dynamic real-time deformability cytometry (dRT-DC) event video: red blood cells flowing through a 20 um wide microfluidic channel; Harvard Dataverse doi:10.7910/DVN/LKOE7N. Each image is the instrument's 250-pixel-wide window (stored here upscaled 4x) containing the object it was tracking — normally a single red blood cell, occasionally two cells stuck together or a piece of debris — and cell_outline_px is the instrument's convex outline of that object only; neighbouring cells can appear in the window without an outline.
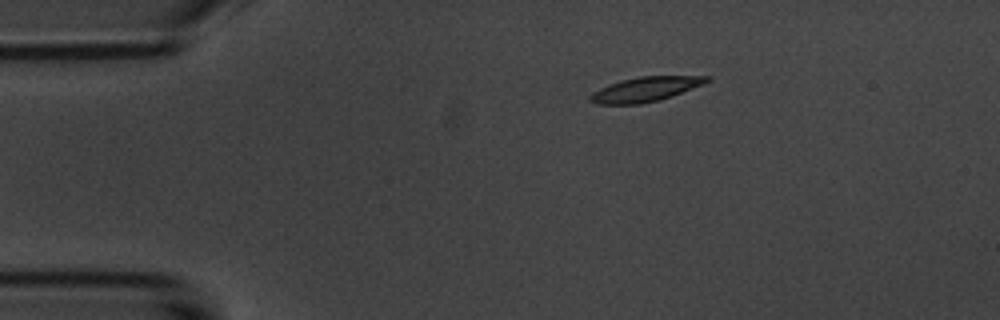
{"species": "common noctule bat (a hibernating species)", "species_latin": "Nyctalus noctula", "temperature_condition": "room temperature", "stored_images_in_passage": 4, "camera_frame_rate_fps": 3000, "um_per_image_px": 0.085, "animal": {"sex": "male", "body_mass_g": 20.1, "forearm_length_mm": 53.5}, "frame": {"image": 1, "passage_image": 1, "time_ms": 0.0, "image_size_px": [1000, 320], "cell_outline_px": [[712, 80], [704, 84], [672, 96], [660, 100], [640, 104], [596, 104], [588, 100], [588, 96], [592, 92], [608, 84], [620, 80], [640, 76], [712, 76]], "centroid_in_image_um": [54.85, 7.58], "position_along_channel_um": 30.1, "area_um2": 16.94}}
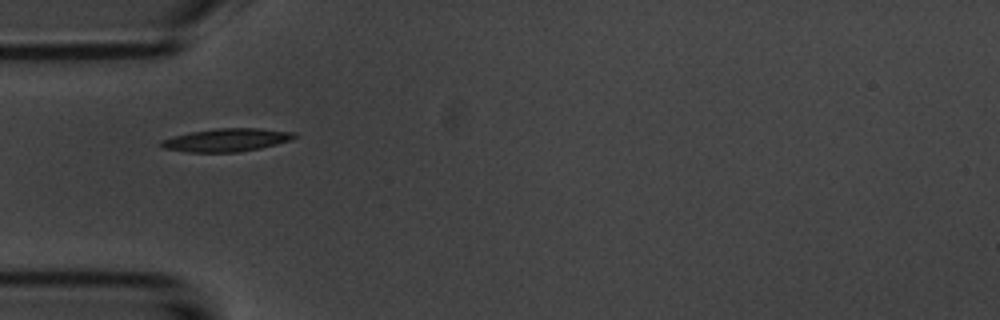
{"frame": {"image": 2, "passage_image": 3, "time_ms": 2.333, "image_size_px": [1000, 320], "cell_outline_px": [[296, 136], [292, 140], [260, 148], [240, 152], [184, 152], [164, 148], [160, 144], [160, 140], [172, 136], [188, 132], [216, 128], [260, 128], [296, 132]], "centroid_in_image_um": [19.25, 11.89], "position_along_channel_um": 65.8, "area_um2": 18.09}}